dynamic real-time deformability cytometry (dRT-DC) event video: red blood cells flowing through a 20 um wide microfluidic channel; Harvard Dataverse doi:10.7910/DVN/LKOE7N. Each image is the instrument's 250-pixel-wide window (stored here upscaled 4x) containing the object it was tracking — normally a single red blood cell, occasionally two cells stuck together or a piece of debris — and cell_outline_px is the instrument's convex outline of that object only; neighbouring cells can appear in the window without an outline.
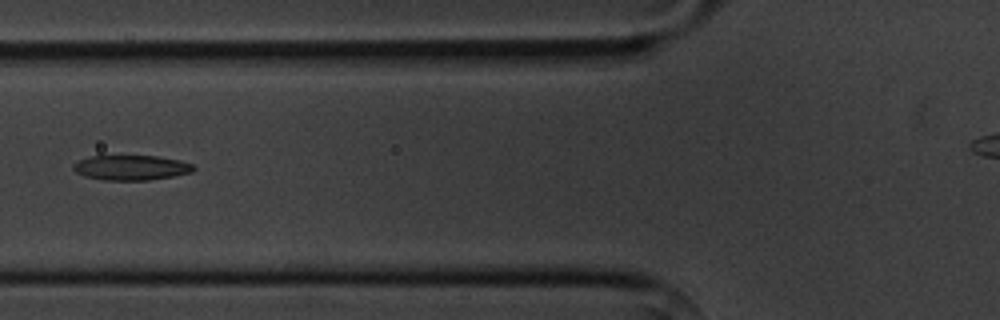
{"species": "common noctule bat (a hibernating species)", "species_latin": "Nyctalus noctula", "temperature_condition": "cold", "stored_images_in_passage": 6, "camera_frame_rate_fps": 3000, "um_per_image_px": 0.085, "animal": {"sex": "male", "body_mass_g": 20.1, "forearm_length_mm": 53.5}, "frame": {"image": 1, "passage_image": 6, "time_ms": 6.667, "image_size_px": [1000, 320], "cell_outline_px": [[196, 168], [192, 172], [172, 176], [148, 180], [104, 180], [84, 176], [76, 172], [72, 168], [72, 164], [80, 160], [92, 156], [156, 156], [180, 160], [192, 164]], "centroid_in_image_um": [11.14, 14.25], "position_along_channel_um": 114.7, "area_um2": 17.4}}